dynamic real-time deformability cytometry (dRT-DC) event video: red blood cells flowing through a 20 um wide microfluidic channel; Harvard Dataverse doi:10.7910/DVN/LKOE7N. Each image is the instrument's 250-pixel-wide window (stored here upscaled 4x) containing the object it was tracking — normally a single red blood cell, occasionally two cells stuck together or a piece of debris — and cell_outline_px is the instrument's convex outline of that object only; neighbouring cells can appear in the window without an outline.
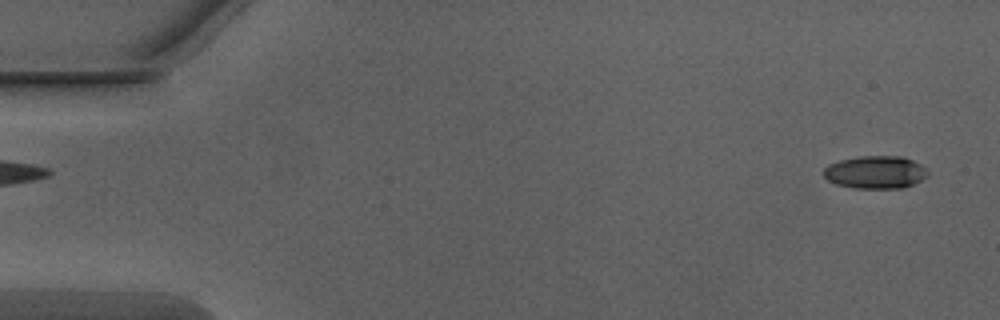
{"species": "Egyptian fruit bat (a non-hibernating species)", "species_latin": "Rousettus aegyptiacus", "temperature_condition": "warm", "stored_images_in_passage": 50, "camera_frame_rate_fps": 3000, "um_per_image_px": 0.085, "animal": {"sex": "male"}, "frame": {"image": 1, "passage_image": 2, "time_ms": 0.333, "image_size_px": [1000, 320], "cell_outline_px": [[928, 176], [904, 188], [852, 188], [836, 184], [828, 180], [824, 176], [824, 168], [828, 164], [840, 160], [856, 156], [900, 156], [912, 160], [920, 164], [928, 172]], "centroid_in_image_um": [74.39, 14.64], "position_along_channel_um": 10.6, "area_um2": 19.88}}
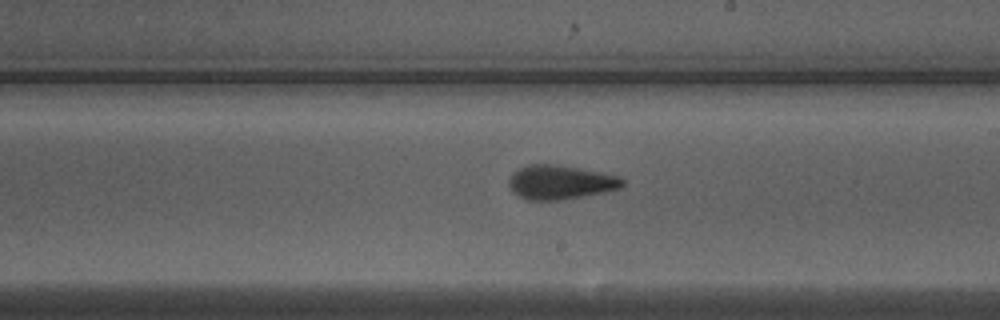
{"frame": {"image": 2, "passage_image": 29, "time_ms": 9.333, "image_size_px": [1000, 320], "cell_outline_px": [[624, 184], [620, 188], [604, 192], [560, 200], [524, 200], [512, 192], [508, 184], [508, 180], [512, 172], [528, 164], [552, 164], [580, 168], [620, 176], [624, 180]], "centroid_in_image_um": [47.59, 15.49], "position_along_channel_um": 241.4, "area_um2": 22.72}}
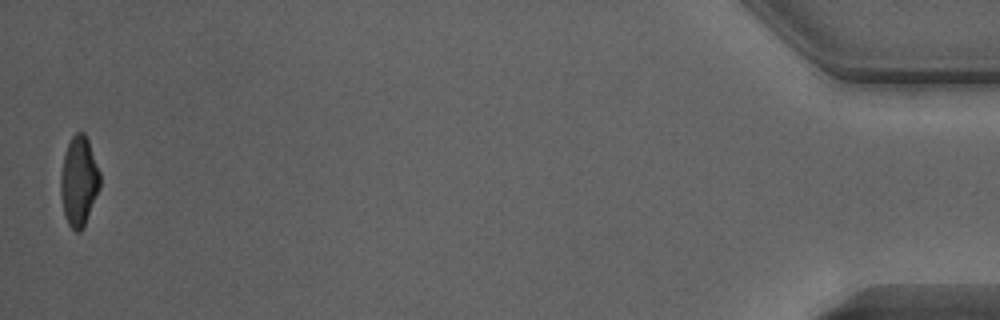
{"frame": {"image": 3, "passage_image": 50, "time_ms": 16.333, "image_size_px": [1000, 320], "cell_outline_px": [[100, 188], [84, 224], [80, 232], [76, 232], [68, 224], [64, 216], [60, 196], [60, 176], [64, 156], [68, 144], [72, 136], [76, 132], [84, 132], [88, 140], [100, 172]], "centroid_in_image_um": [6.69, 15.4], "position_along_channel_um": 428.5, "area_um2": 20.46}, "authors_computed_cell_mechanics": {"area_um2": 21.386, "velocity_mm_per_s": 4.0545, "shape_relaxation_time_tau1_ms": 5.2023, "shape_relaxation_time_tau2_ms": 1.6392, "deformation_change_tau1": 0.1913, "deformation_change_tau2": 0.1033}}